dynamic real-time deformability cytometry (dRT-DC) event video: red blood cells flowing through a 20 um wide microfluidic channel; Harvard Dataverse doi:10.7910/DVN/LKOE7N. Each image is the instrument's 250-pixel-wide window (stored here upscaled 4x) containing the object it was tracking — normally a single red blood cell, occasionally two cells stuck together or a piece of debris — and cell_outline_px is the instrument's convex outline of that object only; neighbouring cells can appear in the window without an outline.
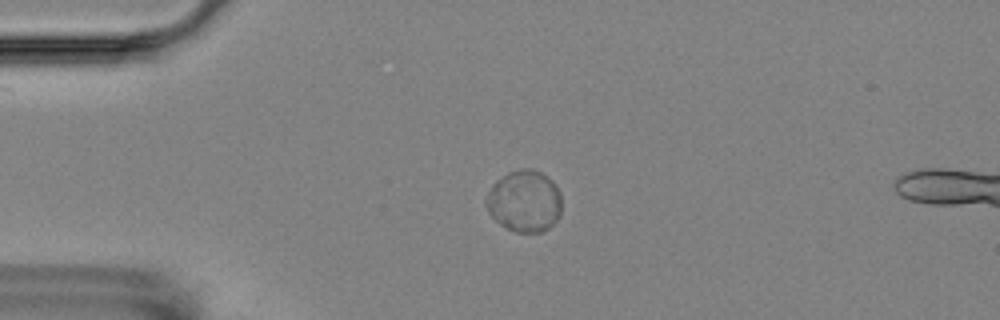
{"species": "Egyptian fruit bat (a non-hibernating species)", "species_latin": "Rousettus aegyptiacus", "temperature_condition": "room temperature", "stored_images_in_passage": 6, "camera_frame_rate_fps": 3000, "um_per_image_px": 0.085, "animal": {"sex": "female"}, "frame": {"image": 1, "passage_image": 4, "time_ms": 3.333, "image_size_px": [1000, 320], "cell_outline_px": [[560, 216], [548, 228], [540, 232], [516, 232], [500, 224], [488, 212], [484, 204], [488, 192], [492, 184], [496, 180], [508, 172], [520, 168], [532, 168], [548, 176], [552, 180], [560, 192]], "centroid_in_image_um": [44.56, 17.07], "position_along_channel_um": 40.4, "area_um2": 27.28}}